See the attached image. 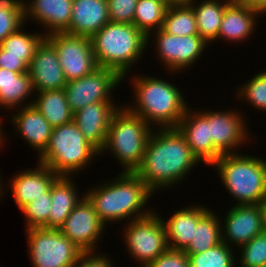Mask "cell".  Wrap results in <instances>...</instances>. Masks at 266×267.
<instances>
[{"mask_svg":"<svg viewBox=\"0 0 266 267\" xmlns=\"http://www.w3.org/2000/svg\"><path fill=\"white\" fill-rule=\"evenodd\" d=\"M159 129H152L143 160L134 172L153 192L179 183L200 163L177 128Z\"/></svg>","mask_w":266,"mask_h":267,"instance_id":"cell-1","label":"cell"},{"mask_svg":"<svg viewBox=\"0 0 266 267\" xmlns=\"http://www.w3.org/2000/svg\"><path fill=\"white\" fill-rule=\"evenodd\" d=\"M118 176L85 193L102 222L136 220L150 215L153 210L144 211V206L153 191L134 172L123 171Z\"/></svg>","mask_w":266,"mask_h":267,"instance_id":"cell-2","label":"cell"},{"mask_svg":"<svg viewBox=\"0 0 266 267\" xmlns=\"http://www.w3.org/2000/svg\"><path fill=\"white\" fill-rule=\"evenodd\" d=\"M132 80L136 106L125 107L150 126L176 128L188 108L179 88L158 77L137 76Z\"/></svg>","mask_w":266,"mask_h":267,"instance_id":"cell-3","label":"cell"},{"mask_svg":"<svg viewBox=\"0 0 266 267\" xmlns=\"http://www.w3.org/2000/svg\"><path fill=\"white\" fill-rule=\"evenodd\" d=\"M98 67L116 71L122 78L144 53L147 36L134 24L108 22L91 38Z\"/></svg>","mask_w":266,"mask_h":267,"instance_id":"cell-4","label":"cell"},{"mask_svg":"<svg viewBox=\"0 0 266 267\" xmlns=\"http://www.w3.org/2000/svg\"><path fill=\"white\" fill-rule=\"evenodd\" d=\"M266 160L233 154L218 156L215 166L229 193L238 205L260 204L266 198Z\"/></svg>","mask_w":266,"mask_h":267,"instance_id":"cell-5","label":"cell"},{"mask_svg":"<svg viewBox=\"0 0 266 267\" xmlns=\"http://www.w3.org/2000/svg\"><path fill=\"white\" fill-rule=\"evenodd\" d=\"M121 107L112 117L106 142L99 155L109 150L125 167L124 172H135L143 160L152 130L143 118L132 114L125 106Z\"/></svg>","mask_w":266,"mask_h":267,"instance_id":"cell-6","label":"cell"},{"mask_svg":"<svg viewBox=\"0 0 266 267\" xmlns=\"http://www.w3.org/2000/svg\"><path fill=\"white\" fill-rule=\"evenodd\" d=\"M99 151L88 142L72 121L52 130L39 162L48 166L58 176H70L87 166Z\"/></svg>","mask_w":266,"mask_h":267,"instance_id":"cell-7","label":"cell"},{"mask_svg":"<svg viewBox=\"0 0 266 267\" xmlns=\"http://www.w3.org/2000/svg\"><path fill=\"white\" fill-rule=\"evenodd\" d=\"M27 230L30 260L34 267H74L81 250L57 229Z\"/></svg>","mask_w":266,"mask_h":267,"instance_id":"cell-8","label":"cell"},{"mask_svg":"<svg viewBox=\"0 0 266 267\" xmlns=\"http://www.w3.org/2000/svg\"><path fill=\"white\" fill-rule=\"evenodd\" d=\"M129 221L123 234L128 252L139 264L147 267L168 249L163 219L152 212L146 217Z\"/></svg>","mask_w":266,"mask_h":267,"instance_id":"cell-9","label":"cell"},{"mask_svg":"<svg viewBox=\"0 0 266 267\" xmlns=\"http://www.w3.org/2000/svg\"><path fill=\"white\" fill-rule=\"evenodd\" d=\"M46 39L58 54L67 82L85 77L98 68L90 38L57 32L46 35Z\"/></svg>","mask_w":266,"mask_h":267,"instance_id":"cell-10","label":"cell"},{"mask_svg":"<svg viewBox=\"0 0 266 267\" xmlns=\"http://www.w3.org/2000/svg\"><path fill=\"white\" fill-rule=\"evenodd\" d=\"M123 78L114 70L98 67L91 74L66 82L64 91L71 112L74 114L83 107L98 102H113L111 90Z\"/></svg>","mask_w":266,"mask_h":267,"instance_id":"cell-11","label":"cell"},{"mask_svg":"<svg viewBox=\"0 0 266 267\" xmlns=\"http://www.w3.org/2000/svg\"><path fill=\"white\" fill-rule=\"evenodd\" d=\"M104 230L105 224L98 217L93 204L85 194L59 229L82 252H95L98 239Z\"/></svg>","mask_w":266,"mask_h":267,"instance_id":"cell-12","label":"cell"},{"mask_svg":"<svg viewBox=\"0 0 266 267\" xmlns=\"http://www.w3.org/2000/svg\"><path fill=\"white\" fill-rule=\"evenodd\" d=\"M155 35L157 57L160 61L163 60V65L172 72L182 71L193 65L208 45L199 35L179 37L165 32L162 28L155 30Z\"/></svg>","mask_w":266,"mask_h":267,"instance_id":"cell-13","label":"cell"},{"mask_svg":"<svg viewBox=\"0 0 266 267\" xmlns=\"http://www.w3.org/2000/svg\"><path fill=\"white\" fill-rule=\"evenodd\" d=\"M28 74L36 92L64 89L67 81L58 54L46 38L37 47Z\"/></svg>","mask_w":266,"mask_h":267,"instance_id":"cell-14","label":"cell"},{"mask_svg":"<svg viewBox=\"0 0 266 267\" xmlns=\"http://www.w3.org/2000/svg\"><path fill=\"white\" fill-rule=\"evenodd\" d=\"M230 209L224 217V227L221 229L224 231L222 232V241L225 244L234 243L239 247L264 232L259 204H235Z\"/></svg>","mask_w":266,"mask_h":267,"instance_id":"cell-15","label":"cell"},{"mask_svg":"<svg viewBox=\"0 0 266 267\" xmlns=\"http://www.w3.org/2000/svg\"><path fill=\"white\" fill-rule=\"evenodd\" d=\"M205 113L208 115L210 138L221 155L233 154V150L248 139L247 125L239 113L231 110L229 112L206 110Z\"/></svg>","mask_w":266,"mask_h":267,"instance_id":"cell-16","label":"cell"},{"mask_svg":"<svg viewBox=\"0 0 266 267\" xmlns=\"http://www.w3.org/2000/svg\"><path fill=\"white\" fill-rule=\"evenodd\" d=\"M114 103L89 104L73 114V122L78 126L85 139L99 152L106 142L112 117L120 109Z\"/></svg>","mask_w":266,"mask_h":267,"instance_id":"cell-17","label":"cell"},{"mask_svg":"<svg viewBox=\"0 0 266 267\" xmlns=\"http://www.w3.org/2000/svg\"><path fill=\"white\" fill-rule=\"evenodd\" d=\"M35 34L22 33L20 28L4 39L0 43V68L16 73H28L37 47L46 38L44 33Z\"/></svg>","mask_w":266,"mask_h":267,"instance_id":"cell-18","label":"cell"},{"mask_svg":"<svg viewBox=\"0 0 266 267\" xmlns=\"http://www.w3.org/2000/svg\"><path fill=\"white\" fill-rule=\"evenodd\" d=\"M176 128L200 162L211 165L221 156L210 138L208 115L205 112L193 113L190 108L187 109Z\"/></svg>","mask_w":266,"mask_h":267,"instance_id":"cell-19","label":"cell"},{"mask_svg":"<svg viewBox=\"0 0 266 267\" xmlns=\"http://www.w3.org/2000/svg\"><path fill=\"white\" fill-rule=\"evenodd\" d=\"M32 2L25 3L24 17L33 21H37L43 25L46 30L45 35L57 32H65L72 18L73 0H31ZM35 19V20H34Z\"/></svg>","mask_w":266,"mask_h":267,"instance_id":"cell-20","label":"cell"},{"mask_svg":"<svg viewBox=\"0 0 266 267\" xmlns=\"http://www.w3.org/2000/svg\"><path fill=\"white\" fill-rule=\"evenodd\" d=\"M38 168L28 169L15 174L11 180V192L15 204L21 210L26 204L32 202L47 192L58 177L48 166L38 162Z\"/></svg>","mask_w":266,"mask_h":267,"instance_id":"cell-21","label":"cell"},{"mask_svg":"<svg viewBox=\"0 0 266 267\" xmlns=\"http://www.w3.org/2000/svg\"><path fill=\"white\" fill-rule=\"evenodd\" d=\"M108 22L106 0H73L72 18L65 32L91 38Z\"/></svg>","mask_w":266,"mask_h":267,"instance_id":"cell-22","label":"cell"},{"mask_svg":"<svg viewBox=\"0 0 266 267\" xmlns=\"http://www.w3.org/2000/svg\"><path fill=\"white\" fill-rule=\"evenodd\" d=\"M17 110L11 120L16 127V133L20 132L29 146L38 150L40 155L48 145L53 127L32 103Z\"/></svg>","mask_w":266,"mask_h":267,"instance_id":"cell-23","label":"cell"},{"mask_svg":"<svg viewBox=\"0 0 266 267\" xmlns=\"http://www.w3.org/2000/svg\"><path fill=\"white\" fill-rule=\"evenodd\" d=\"M209 209L194 206L186 207L175 211L165 222L163 221L166 230V239L168 248L175 250H185L192 238L194 237L195 227L198 224L199 219L208 211Z\"/></svg>","mask_w":266,"mask_h":267,"instance_id":"cell-24","label":"cell"},{"mask_svg":"<svg viewBox=\"0 0 266 267\" xmlns=\"http://www.w3.org/2000/svg\"><path fill=\"white\" fill-rule=\"evenodd\" d=\"M262 15L257 10L251 9L237 2L226 5L224 15L218 32V39L224 38L240 42L252 35L256 27L257 15Z\"/></svg>","mask_w":266,"mask_h":267,"instance_id":"cell-25","label":"cell"},{"mask_svg":"<svg viewBox=\"0 0 266 267\" xmlns=\"http://www.w3.org/2000/svg\"><path fill=\"white\" fill-rule=\"evenodd\" d=\"M70 176H58L51 185L49 229L59 230L74 207L81 201Z\"/></svg>","mask_w":266,"mask_h":267,"instance_id":"cell-26","label":"cell"},{"mask_svg":"<svg viewBox=\"0 0 266 267\" xmlns=\"http://www.w3.org/2000/svg\"><path fill=\"white\" fill-rule=\"evenodd\" d=\"M30 102L53 128L73 121L64 89L37 92V98Z\"/></svg>","mask_w":266,"mask_h":267,"instance_id":"cell-27","label":"cell"},{"mask_svg":"<svg viewBox=\"0 0 266 267\" xmlns=\"http://www.w3.org/2000/svg\"><path fill=\"white\" fill-rule=\"evenodd\" d=\"M33 91L28 73H16L0 68V106L11 110L17 106L21 108L22 103L26 106L24 101Z\"/></svg>","mask_w":266,"mask_h":267,"instance_id":"cell-28","label":"cell"},{"mask_svg":"<svg viewBox=\"0 0 266 267\" xmlns=\"http://www.w3.org/2000/svg\"><path fill=\"white\" fill-rule=\"evenodd\" d=\"M224 0H204L195 5L192 0L190 5L195 13L198 35L208 44L218 39V32L224 15L226 5Z\"/></svg>","mask_w":266,"mask_h":267,"instance_id":"cell-29","label":"cell"},{"mask_svg":"<svg viewBox=\"0 0 266 267\" xmlns=\"http://www.w3.org/2000/svg\"><path fill=\"white\" fill-rule=\"evenodd\" d=\"M218 215L208 210L198 221L194 237L184 250L187 254L202 253L222 242V227Z\"/></svg>","mask_w":266,"mask_h":267,"instance_id":"cell-30","label":"cell"},{"mask_svg":"<svg viewBox=\"0 0 266 267\" xmlns=\"http://www.w3.org/2000/svg\"><path fill=\"white\" fill-rule=\"evenodd\" d=\"M168 7L164 0L137 1L133 24L147 36V41L151 31L162 28Z\"/></svg>","mask_w":266,"mask_h":267,"instance_id":"cell-31","label":"cell"},{"mask_svg":"<svg viewBox=\"0 0 266 267\" xmlns=\"http://www.w3.org/2000/svg\"><path fill=\"white\" fill-rule=\"evenodd\" d=\"M162 29L179 37L198 35L193 7L190 4L169 5Z\"/></svg>","mask_w":266,"mask_h":267,"instance_id":"cell-32","label":"cell"},{"mask_svg":"<svg viewBox=\"0 0 266 267\" xmlns=\"http://www.w3.org/2000/svg\"><path fill=\"white\" fill-rule=\"evenodd\" d=\"M190 267H236L231 245L223 241L202 253L187 254Z\"/></svg>","mask_w":266,"mask_h":267,"instance_id":"cell-33","label":"cell"},{"mask_svg":"<svg viewBox=\"0 0 266 267\" xmlns=\"http://www.w3.org/2000/svg\"><path fill=\"white\" fill-rule=\"evenodd\" d=\"M25 21L23 0H0V43Z\"/></svg>","mask_w":266,"mask_h":267,"instance_id":"cell-34","label":"cell"},{"mask_svg":"<svg viewBox=\"0 0 266 267\" xmlns=\"http://www.w3.org/2000/svg\"><path fill=\"white\" fill-rule=\"evenodd\" d=\"M51 187L50 189L43 193V196L38 197L32 202L26 204L21 211L23 212L25 218L27 229L32 228H48L49 229V214L51 207Z\"/></svg>","mask_w":266,"mask_h":267,"instance_id":"cell-35","label":"cell"},{"mask_svg":"<svg viewBox=\"0 0 266 267\" xmlns=\"http://www.w3.org/2000/svg\"><path fill=\"white\" fill-rule=\"evenodd\" d=\"M240 249L241 267H266V232L256 235Z\"/></svg>","mask_w":266,"mask_h":267,"instance_id":"cell-36","label":"cell"},{"mask_svg":"<svg viewBox=\"0 0 266 267\" xmlns=\"http://www.w3.org/2000/svg\"><path fill=\"white\" fill-rule=\"evenodd\" d=\"M237 93L238 100L243 98L256 109L266 111V71L251 78Z\"/></svg>","mask_w":266,"mask_h":267,"instance_id":"cell-37","label":"cell"},{"mask_svg":"<svg viewBox=\"0 0 266 267\" xmlns=\"http://www.w3.org/2000/svg\"><path fill=\"white\" fill-rule=\"evenodd\" d=\"M110 22L133 24L138 0H106Z\"/></svg>","mask_w":266,"mask_h":267,"instance_id":"cell-38","label":"cell"},{"mask_svg":"<svg viewBox=\"0 0 266 267\" xmlns=\"http://www.w3.org/2000/svg\"><path fill=\"white\" fill-rule=\"evenodd\" d=\"M147 267H190V260L184 250L168 248Z\"/></svg>","mask_w":266,"mask_h":267,"instance_id":"cell-39","label":"cell"},{"mask_svg":"<svg viewBox=\"0 0 266 267\" xmlns=\"http://www.w3.org/2000/svg\"><path fill=\"white\" fill-rule=\"evenodd\" d=\"M92 251L81 252L77 264L74 267H113L107 256L92 255ZM91 254V255H90Z\"/></svg>","mask_w":266,"mask_h":267,"instance_id":"cell-40","label":"cell"},{"mask_svg":"<svg viewBox=\"0 0 266 267\" xmlns=\"http://www.w3.org/2000/svg\"><path fill=\"white\" fill-rule=\"evenodd\" d=\"M237 3L257 10L261 14H263V12H266V0H238Z\"/></svg>","mask_w":266,"mask_h":267,"instance_id":"cell-41","label":"cell"},{"mask_svg":"<svg viewBox=\"0 0 266 267\" xmlns=\"http://www.w3.org/2000/svg\"><path fill=\"white\" fill-rule=\"evenodd\" d=\"M259 205L262 211L263 230L266 232V198Z\"/></svg>","mask_w":266,"mask_h":267,"instance_id":"cell-42","label":"cell"},{"mask_svg":"<svg viewBox=\"0 0 266 267\" xmlns=\"http://www.w3.org/2000/svg\"><path fill=\"white\" fill-rule=\"evenodd\" d=\"M168 5L190 4L192 0H164Z\"/></svg>","mask_w":266,"mask_h":267,"instance_id":"cell-43","label":"cell"},{"mask_svg":"<svg viewBox=\"0 0 266 267\" xmlns=\"http://www.w3.org/2000/svg\"><path fill=\"white\" fill-rule=\"evenodd\" d=\"M1 124H2V123H1V120H0V145H1V143H3V141H4L3 139H4V137H5V136H4V133H3V135H2V129H1V126H2V125H1Z\"/></svg>","mask_w":266,"mask_h":267,"instance_id":"cell-44","label":"cell"},{"mask_svg":"<svg viewBox=\"0 0 266 267\" xmlns=\"http://www.w3.org/2000/svg\"><path fill=\"white\" fill-rule=\"evenodd\" d=\"M225 1H227V2H238V0H225Z\"/></svg>","mask_w":266,"mask_h":267,"instance_id":"cell-45","label":"cell"}]
</instances>
